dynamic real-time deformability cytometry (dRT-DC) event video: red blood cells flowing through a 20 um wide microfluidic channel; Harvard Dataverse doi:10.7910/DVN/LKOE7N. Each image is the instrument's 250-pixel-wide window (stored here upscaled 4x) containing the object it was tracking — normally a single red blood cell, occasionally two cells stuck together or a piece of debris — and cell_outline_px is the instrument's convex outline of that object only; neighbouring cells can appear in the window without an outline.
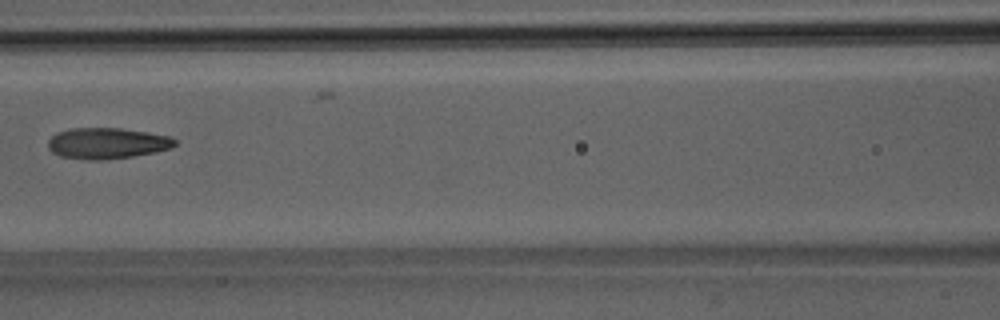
{"species": "Egyptian fruit bat (a non-hibernating species)", "species_latin": "Rousettus aegyptiacus", "temperature_condition": "room temperature", "stored_images_in_passage": 6, "camera_frame_rate_fps": 3000, "um_per_image_px": 0.085, "animal": {"sex": "male"}, "frame": {"image": 1, "passage_image": 5, "time_ms": 5.667, "image_size_px": [1000, 320], "cell_outline_px": [[176, 144], [172, 148], [156, 152], [132, 156], [100, 160], [88, 160], [60, 156], [52, 152], [48, 148], [48, 140], [56, 132], [72, 128], [120, 128], [148, 132], [172, 136], [176, 140]], "centroid_in_image_um": [9.11, 12.17], "position_along_channel_um": 157.5, "area_um2": 23.06}}